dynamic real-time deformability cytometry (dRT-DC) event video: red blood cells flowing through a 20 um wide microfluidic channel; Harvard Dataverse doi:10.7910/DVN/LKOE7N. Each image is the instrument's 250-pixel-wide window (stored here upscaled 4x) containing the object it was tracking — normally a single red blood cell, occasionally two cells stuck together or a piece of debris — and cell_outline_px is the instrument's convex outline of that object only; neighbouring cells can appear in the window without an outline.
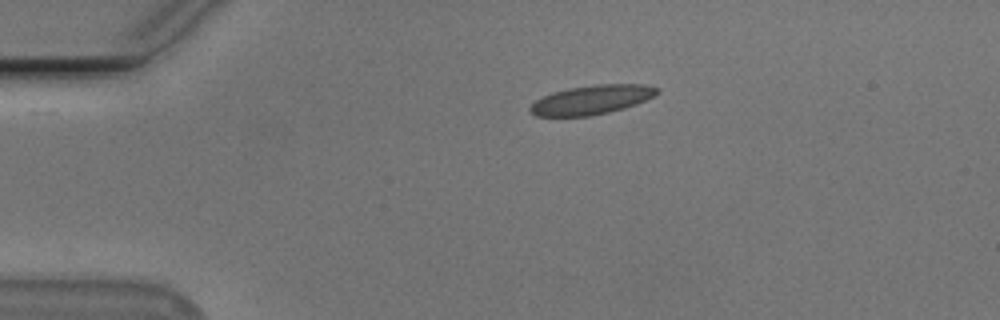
{"species": "Egyptian fruit bat (a non-hibernating species)", "species_latin": "Rousettus aegyptiacus", "temperature_condition": "cold", "stored_images_in_passage": 39, "camera_frame_rate_fps": 3000, "um_per_image_px": 0.085, "animal": {"sex": "male"}, "frame": {"image": 1, "passage_image": 1, "time_ms": 0.0, "image_size_px": [1000, 320], "cell_outline_px": [[660, 92], [636, 104], [624, 108], [608, 112], [588, 116], [536, 116], [528, 112], [528, 108], [536, 100], [552, 92], [568, 88], [596, 84], [644, 84], [660, 88]], "centroid_in_image_um": [50.27, 8.47], "position_along_channel_um": 34.7, "area_um2": 21.56}}
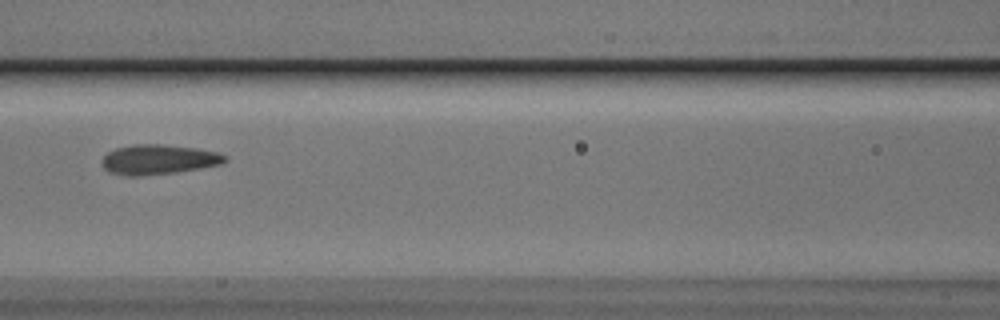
{"frame": {"image": 2, "passage_image": 14, "time_ms": 4.333, "image_size_px": [1000, 320], "cell_outline_px": [[228, 160], [220, 164], [200, 168], [176, 172], [140, 176], [124, 176], [108, 172], [104, 168], [104, 156], [108, 152], [116, 148], [132, 144], [160, 144], [196, 148], [216, 152], [228, 156]], "centroid_in_image_um": [13.47, 13.56], "position_along_channel_um": 153.1, "area_um2": 21.33}}
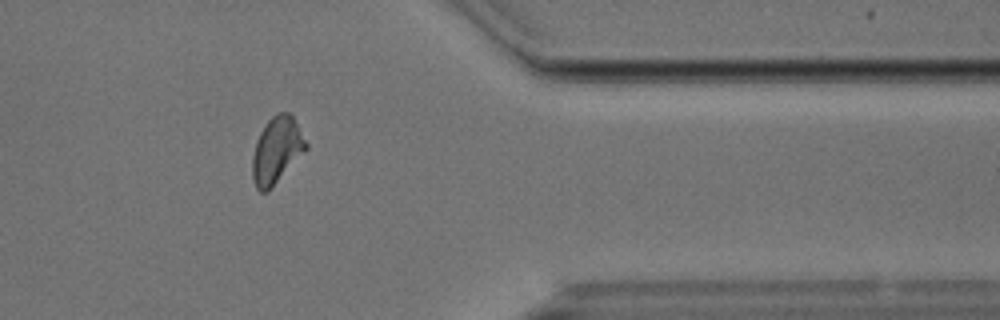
{"frame": {"image": 3, "passage_image": 34, "time_ms": 11.0, "image_size_px": [1000, 320], "cell_outline_px": [[308, 148], [268, 192], [260, 192], [256, 188], [252, 176], [252, 156], [256, 140], [260, 132], [268, 120], [276, 112], [292, 112], [308, 144]], "centroid_in_image_um": [23.52, 12.75], "position_along_channel_um": 387.9, "area_um2": 21.04}}